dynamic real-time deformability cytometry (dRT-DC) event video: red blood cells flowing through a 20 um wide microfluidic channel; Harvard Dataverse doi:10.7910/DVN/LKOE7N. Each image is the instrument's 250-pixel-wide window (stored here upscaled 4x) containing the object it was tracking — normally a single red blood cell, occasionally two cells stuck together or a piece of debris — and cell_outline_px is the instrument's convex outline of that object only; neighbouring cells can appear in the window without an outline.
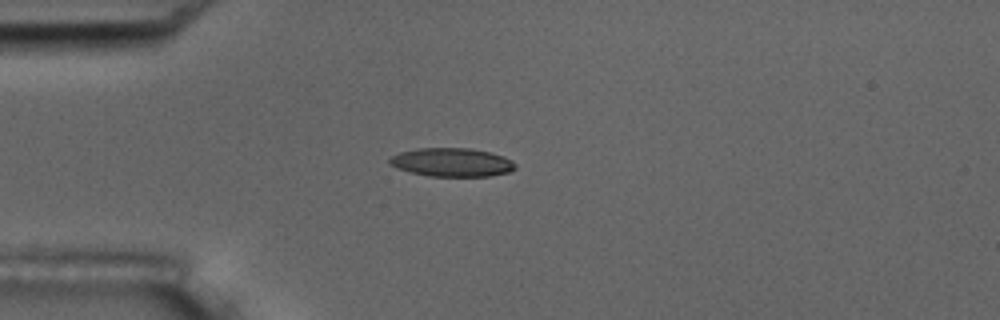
{"species": "common noctule bat (a hibernating species)", "species_latin": "Nyctalus noctula", "temperature_condition": "room temperature", "stored_images_in_passage": 3, "camera_frame_rate_fps": 3000, "um_per_image_px": 0.085, "animal": {"sex": "male", "body_mass_g": 17.5, "forearm_length_mm": 52.3}, "frame": {"image": 1, "passage_image": 1, "time_ms": 0.0, "image_size_px": [1000, 320], "cell_outline_px": [[516, 168], [508, 172], [488, 176], [428, 176], [396, 168], [388, 164], [388, 160], [392, 156], [400, 152], [416, 148], [468, 148], [492, 152], [504, 156], [512, 160], [516, 164]], "centroid_in_image_um": [38.41, 13.79], "position_along_channel_um": 46.6, "area_um2": 21.04}}